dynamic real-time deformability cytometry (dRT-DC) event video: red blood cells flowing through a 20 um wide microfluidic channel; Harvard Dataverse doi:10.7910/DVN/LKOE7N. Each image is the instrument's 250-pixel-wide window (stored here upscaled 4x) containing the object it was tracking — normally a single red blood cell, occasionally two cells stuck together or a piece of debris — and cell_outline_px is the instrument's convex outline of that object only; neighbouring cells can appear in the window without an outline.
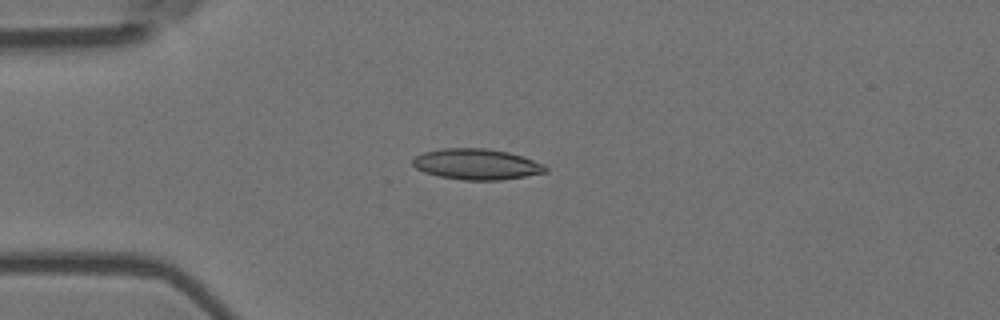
{"species": "Egyptian fruit bat (a non-hibernating species)", "species_latin": "Rousettus aegyptiacus", "temperature_condition": "room temperature", "stored_images_in_passage": 8, "camera_frame_rate_fps": 3000, "um_per_image_px": 0.085, "animal": {"sex": "female"}, "frame": {"image": 1, "passage_image": 4, "time_ms": 1.0, "image_size_px": [1000, 320], "cell_outline_px": [[548, 172], [500, 180], [464, 180], [440, 176], [424, 172], [416, 168], [412, 164], [412, 160], [416, 156], [424, 152], [444, 148], [488, 148], [508, 152], [524, 156], [544, 164], [548, 168]], "centroid_in_image_um": [40.54, 13.95], "position_along_channel_um": 44.5, "area_um2": 23.87}}
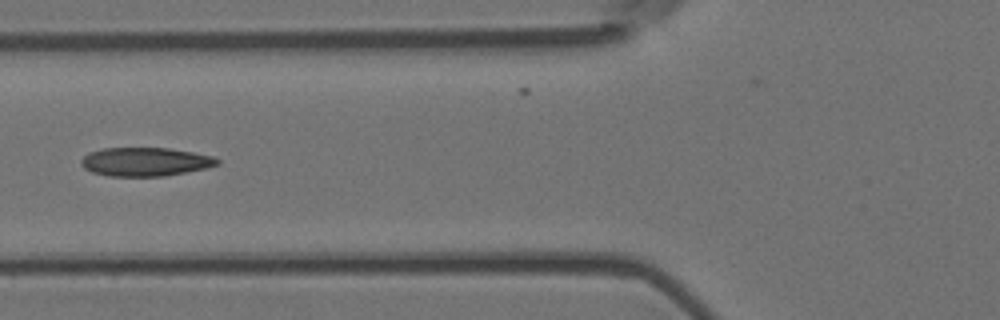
{"frame": {"image": 2, "passage_image": 6, "time_ms": 1.667, "image_size_px": [1000, 320], "cell_outline_px": [[220, 164], [204, 168], [164, 176], [108, 176], [92, 172], [84, 168], [80, 164], [80, 160], [88, 152], [104, 148], [168, 148], [192, 152], [212, 156], [220, 160]], "centroid_in_image_um": [12.31, 13.75], "position_along_channel_um": 113.5, "area_um2": 22.66}}
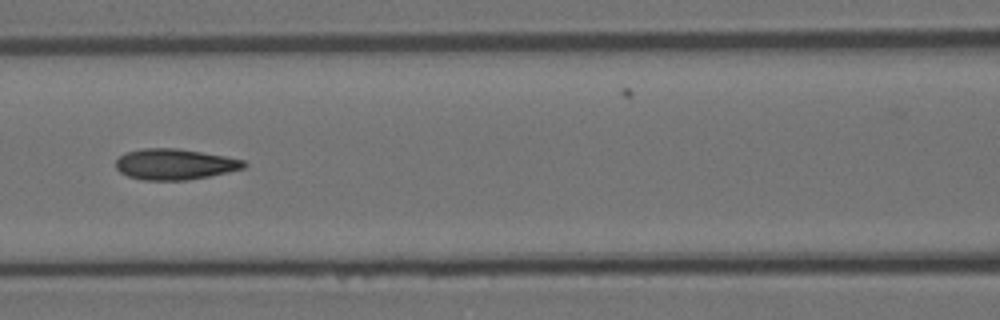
{"frame": {"image": 3, "passage_image": 7, "time_ms": 2.0, "image_size_px": [1000, 320], "cell_outline_px": [[248, 164], [244, 168], [228, 172], [188, 180], [144, 180], [128, 176], [120, 172], [116, 168], [116, 160], [124, 152], [144, 148], [176, 148], [224, 156], [244, 160]], "centroid_in_image_um": [14.84, 13.96], "position_along_channel_um": 151.8, "area_um2": 22.95}}